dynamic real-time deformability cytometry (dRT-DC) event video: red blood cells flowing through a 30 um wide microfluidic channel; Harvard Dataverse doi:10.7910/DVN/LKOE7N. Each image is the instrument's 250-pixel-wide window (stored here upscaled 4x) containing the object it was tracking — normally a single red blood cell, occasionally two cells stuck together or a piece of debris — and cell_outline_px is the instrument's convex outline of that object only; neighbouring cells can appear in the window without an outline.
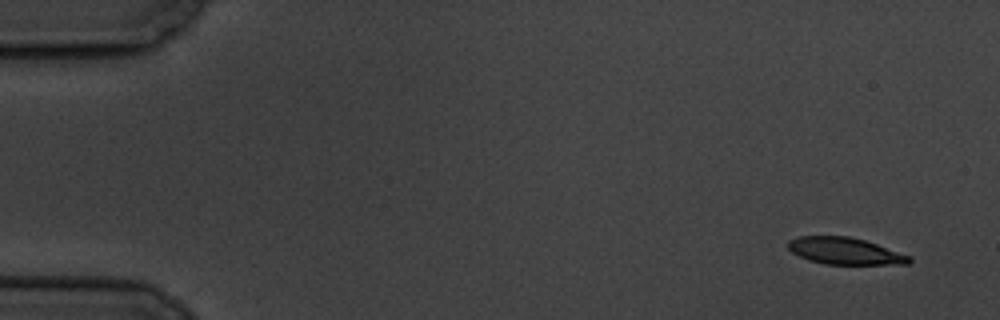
{"species": "common noctule bat (a hibernating species)", "species_latin": "Nyctalus noctula", "temperature_condition": "cold", "stored_images_in_passage": 5, "camera_frame_rate_fps": 3000, "um_per_image_px": 0.085, "animal": {"sex": "male", "body_mass_g": 19.5, "forearm_length_mm": 54.6}, "frame": {"image": 1, "passage_image": 1, "time_ms": 0.0, "image_size_px": [1000, 320], "cell_outline_px": [[912, 260], [908, 264], [824, 264], [808, 260], [792, 252], [788, 248], [788, 240], [796, 236], [848, 236], [864, 240], [912, 256]], "centroid_in_image_um": [71.81, 21.33], "position_along_channel_um": 13.2, "area_um2": 18.96}}
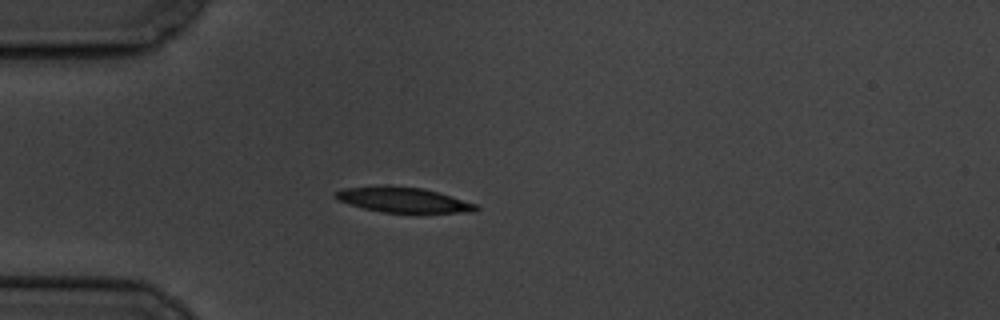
{"frame": {"image": 2, "passage_image": 5, "time_ms": 4.333, "image_size_px": [1000, 320], "cell_outline_px": [[480, 208], [476, 212], [384, 212], [364, 208], [348, 204], [332, 196], [336, 192], [344, 188], [380, 184], [388, 184], [424, 188], [476, 204]], "centroid_in_image_um": [34.23, 16.96], "position_along_channel_um": 50.8, "area_um2": 20.69}}